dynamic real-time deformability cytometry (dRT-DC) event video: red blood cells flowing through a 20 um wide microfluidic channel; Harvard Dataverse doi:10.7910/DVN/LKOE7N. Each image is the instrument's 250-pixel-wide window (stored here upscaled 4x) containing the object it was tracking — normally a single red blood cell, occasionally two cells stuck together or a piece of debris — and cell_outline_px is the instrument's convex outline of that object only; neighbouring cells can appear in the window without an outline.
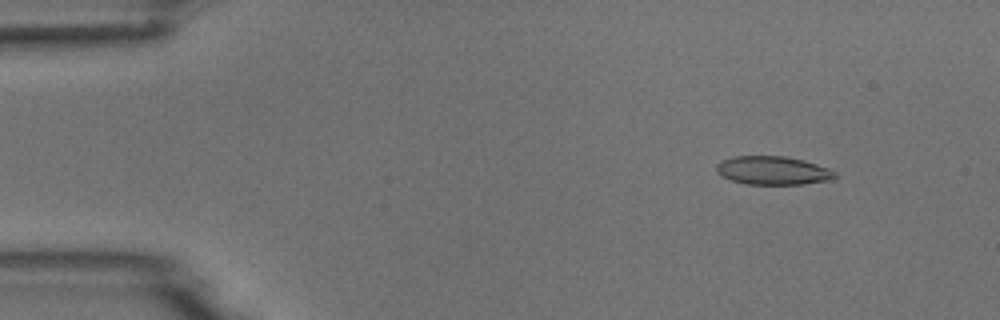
{"species": "common noctule bat (a hibernating species)", "species_latin": "Nyctalus noctula", "temperature_condition": "room temperature", "stored_images_in_passage": 5, "camera_frame_rate_fps": 3000, "um_per_image_px": 0.085, "animal": {"sex": "male", "body_mass_g": 18.8}, "frame": {"image": 1, "passage_image": 2, "time_ms": 1.0, "image_size_px": [1000, 320], "cell_outline_px": [[836, 176], [832, 180], [804, 184], [744, 184], [720, 176], [716, 172], [716, 164], [720, 160], [732, 156], [784, 156], [804, 160], [828, 168], [836, 172]], "centroid_in_image_um": [65.66, 14.49], "position_along_channel_um": 19.3, "area_um2": 19.88}}
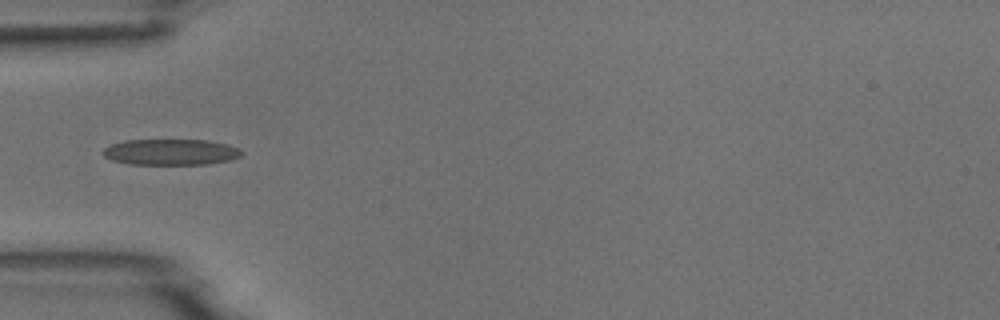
{"frame": {"image": 2, "passage_image": 5, "time_ms": 4.667, "image_size_px": [1000, 320], "cell_outline_px": [[244, 152], [240, 156], [228, 160], [208, 164], [128, 164], [112, 160], [104, 156], [100, 152], [104, 148], [112, 144], [124, 140], [208, 140], [228, 144], [240, 148]], "centroid_in_image_um": [14.51, 12.92], "position_along_channel_um": 70.5, "area_um2": 21.1}}